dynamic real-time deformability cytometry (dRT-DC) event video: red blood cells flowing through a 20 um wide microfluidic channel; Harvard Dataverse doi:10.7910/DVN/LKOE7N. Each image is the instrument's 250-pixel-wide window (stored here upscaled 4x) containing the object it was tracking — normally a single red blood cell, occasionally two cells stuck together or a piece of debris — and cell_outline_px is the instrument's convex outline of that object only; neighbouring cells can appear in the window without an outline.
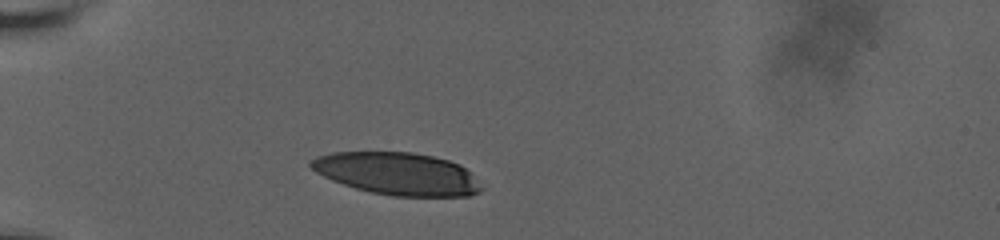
{"species": "human", "species_latin": "Homo sapiens", "temperature_condition": "room temperature", "stored_images_in_passage": 8, "camera_frame_rate_fps": 3000, "um_per_image_px": 0.085, "donor": {"sex": "male"}, "frame": {"image": 1, "passage_image": 2, "time_ms": 1.0, "image_size_px": [1000, 240], "cell_outline_px": [[484, 188], [480, 192], [468, 196], [392, 196], [372, 192], [356, 188], [332, 180], [316, 172], [308, 164], [316, 156], [332, 152], [412, 152], [432, 156], [448, 160], [460, 164], [472, 172]], "centroid_in_image_um": [33.82, 14.76], "position_along_channel_um": 51.2, "area_um2": 42.25}}
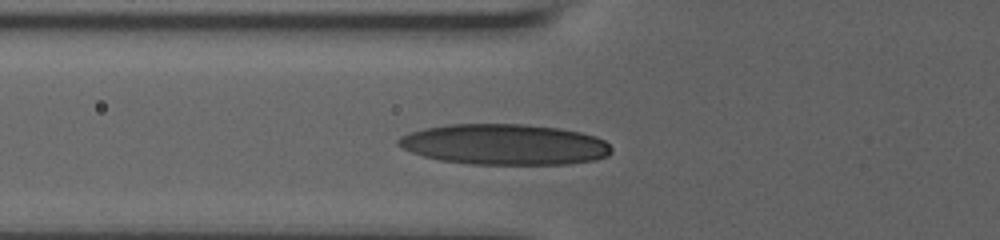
{"frame": {"image": 2, "passage_image": 7, "time_ms": 2.667, "image_size_px": [1000, 240], "cell_outline_px": [[612, 152], [608, 156], [596, 160], [568, 164], [472, 164], [440, 160], [424, 156], [412, 152], [396, 144], [396, 140], [400, 136], [424, 128], [448, 124], [524, 124], [560, 128], [580, 132], [596, 136], [604, 140], [612, 148]], "centroid_in_image_um": [42.91, 12.28], "position_along_channel_um": 82.9, "area_um2": 50.69}}